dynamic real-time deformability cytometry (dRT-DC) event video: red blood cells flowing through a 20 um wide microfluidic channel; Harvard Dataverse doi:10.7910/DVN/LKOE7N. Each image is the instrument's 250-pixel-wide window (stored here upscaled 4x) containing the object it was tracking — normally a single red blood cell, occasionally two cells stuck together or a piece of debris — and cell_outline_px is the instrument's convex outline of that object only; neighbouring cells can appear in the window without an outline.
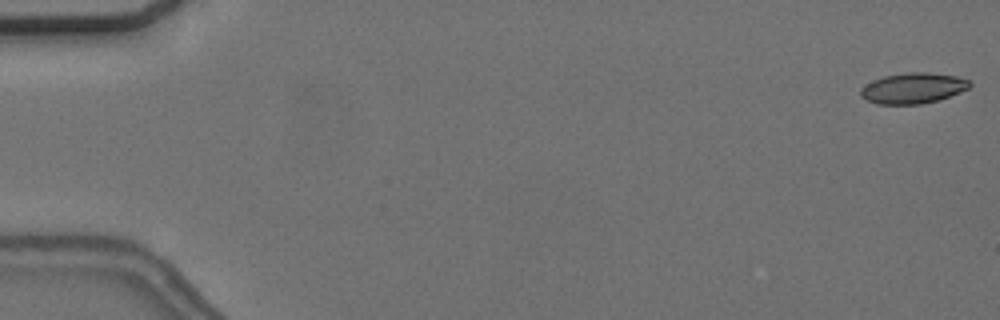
{"species": "common noctule bat (a hibernating species)", "species_latin": "Nyctalus noctula", "temperature_condition": "cold", "stored_images_in_passage": 25, "camera_frame_rate_fps": 3000, "um_per_image_px": 0.085, "animal": {"sex": "female", "body_mass_g": 24.6, "forearm_length_mm": 56.2}, "frame": {"image": 1, "passage_image": 1, "time_ms": 0.0, "image_size_px": [1000, 320], "cell_outline_px": [[972, 84], [968, 88], [960, 92], [936, 100], [920, 104], [876, 104], [860, 96], [860, 88], [872, 80], [884, 76], [908, 72], [928, 72], [956, 76], [968, 80]], "centroid_in_image_um": [77.57, 7.49], "position_along_channel_um": 7.4, "area_um2": 19.36}}
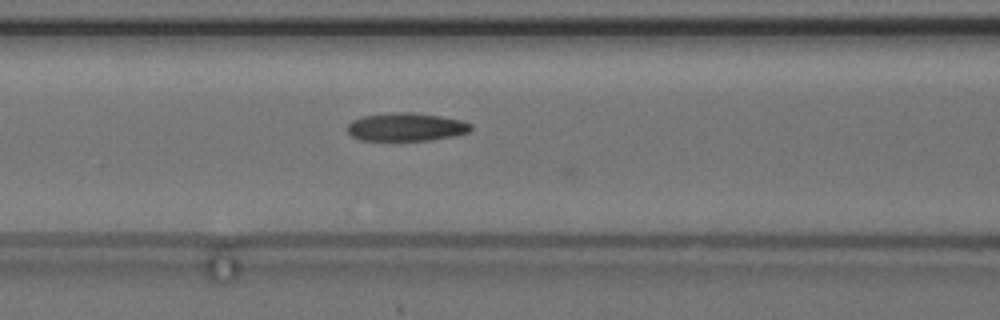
{"frame": {"image": 2, "passage_image": 24, "time_ms": 7.667, "image_size_px": [1000, 320], "cell_outline_px": [[472, 128], [468, 132], [452, 136], [428, 140], [360, 140], [352, 136], [348, 132], [348, 124], [352, 120], [360, 116], [388, 112], [412, 112], [440, 116], [460, 120], [472, 124]], "centroid_in_image_um": [34.48, 10.78], "position_along_channel_um": 132.1, "area_um2": 20.29}}